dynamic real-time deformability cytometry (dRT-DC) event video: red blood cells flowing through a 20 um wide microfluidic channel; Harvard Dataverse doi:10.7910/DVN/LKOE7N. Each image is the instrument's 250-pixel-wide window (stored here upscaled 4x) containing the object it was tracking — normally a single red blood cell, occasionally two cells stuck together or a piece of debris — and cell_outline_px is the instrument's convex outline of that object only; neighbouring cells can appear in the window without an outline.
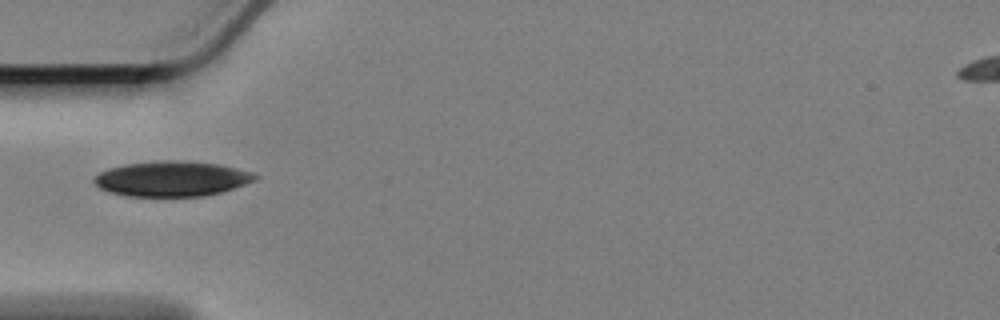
{"species": "Egyptian fruit bat (a non-hibernating species)", "species_latin": "Rousettus aegyptiacus", "temperature_condition": "cold", "stored_images_in_passage": 25, "camera_frame_rate_fps": 3000, "um_per_image_px": 0.085, "animal": {"sex": "female"}, "frame": {"image": 1, "passage_image": 1, "time_ms": 0.0, "image_size_px": [1000, 320], "cell_outline_px": [[260, 176], [256, 180], [220, 192], [204, 196], [124, 196], [108, 192], [100, 188], [92, 180], [100, 172], [108, 168], [124, 164], [156, 160], [188, 160], [220, 164], [252, 172]], "centroid_in_image_um": [14.59, 15.18], "position_along_channel_um": 70.4, "area_um2": 33.29}}
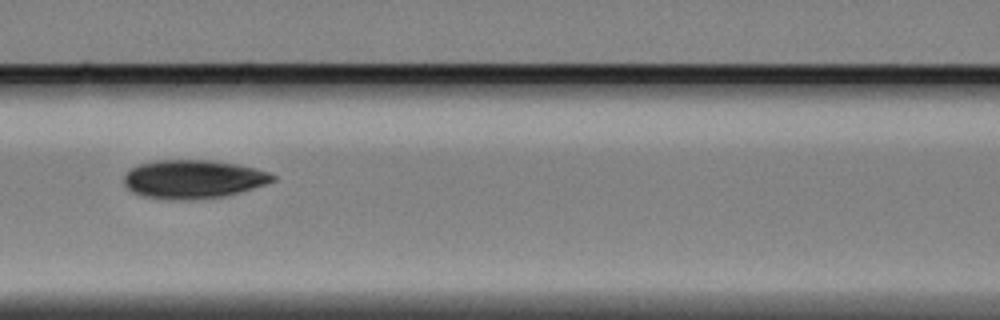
{"frame": {"image": 2, "passage_image": 8, "time_ms": 2.333, "image_size_px": [1000, 320], "cell_outline_px": [[276, 180], [240, 192], [224, 196], [192, 200], [168, 200], [144, 196], [132, 192], [124, 184], [124, 176], [132, 168], [140, 164], [156, 160], [212, 160], [240, 164], [256, 168], [268, 172], [276, 176]], "centroid_in_image_um": [16.43, 15.23], "position_along_channel_um": 150.2, "area_um2": 33.52}}
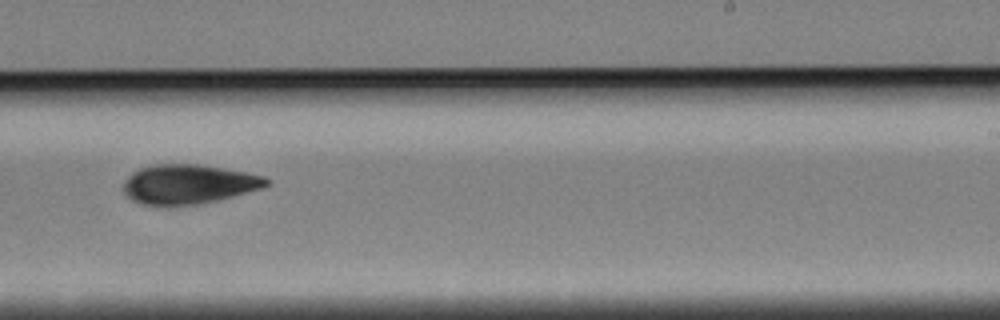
{"frame": {"image": 3, "passage_image": 19, "time_ms": 6.0, "image_size_px": [1000, 320], "cell_outline_px": [[268, 184], [260, 188], [220, 200], [196, 204], [144, 204], [132, 200], [124, 192], [124, 180], [132, 172], [140, 168], [156, 164], [200, 164], [248, 172], [264, 176], [268, 180]], "centroid_in_image_um": [16.03, 15.63], "position_along_channel_um": 273.0, "area_um2": 32.48}}